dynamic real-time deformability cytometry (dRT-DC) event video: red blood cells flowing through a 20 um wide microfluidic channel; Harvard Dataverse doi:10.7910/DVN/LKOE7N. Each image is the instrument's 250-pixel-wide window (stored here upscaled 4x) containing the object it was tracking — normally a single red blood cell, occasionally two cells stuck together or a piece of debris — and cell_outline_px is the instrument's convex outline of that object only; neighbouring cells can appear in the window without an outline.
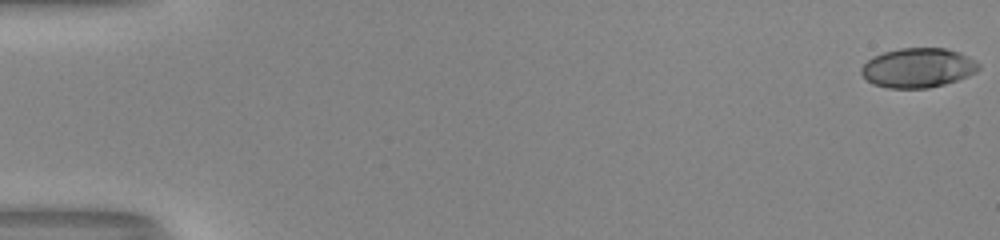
{"species": "human", "species_latin": "Homo sapiens", "temperature_condition": "room temperature", "stored_images_in_passage": 53, "camera_frame_rate_fps": 3000, "um_per_image_px": 0.085, "donor": {"sex": "male"}, "frame": {"image": 1, "passage_image": 1, "time_ms": 0.0, "image_size_px": [1000, 240], "cell_outline_px": [[980, 68], [976, 72], [968, 76], [944, 84], [928, 88], [888, 88], [872, 84], [860, 72], [860, 68], [872, 56], [884, 52], [900, 48], [944, 48], [960, 52], [968, 56], [980, 64]], "centroid_in_image_um": [78.02, 5.76], "position_along_channel_um": 7.0, "area_um2": 27.05}}
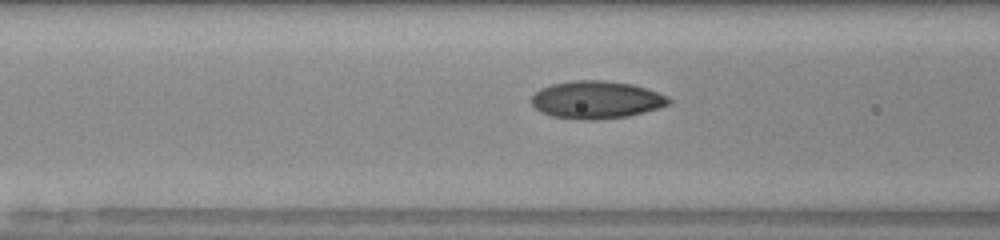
{"frame": {"image": 2, "passage_image": 23, "time_ms": 7.333, "image_size_px": [1000, 240], "cell_outline_px": [[672, 100], [668, 104], [660, 108], [628, 116], [596, 120], [580, 120], [552, 116], [540, 112], [532, 104], [532, 96], [540, 88], [552, 84], [576, 80], [604, 80], [632, 84], [668, 96]], "centroid_in_image_um": [50.69, 8.49], "position_along_channel_um": 115.9, "area_um2": 30.11}}
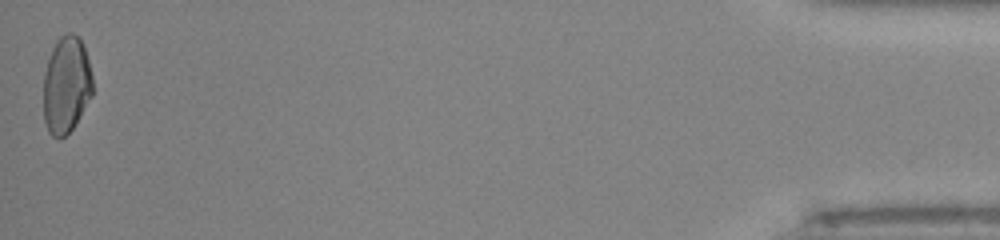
{"frame": {"image": 3, "passage_image": 53, "time_ms": 17.333, "image_size_px": [1000, 240], "cell_outline_px": [[92, 96], [80, 116], [72, 128], [60, 140], [52, 136], [48, 132], [44, 120], [44, 72], [52, 48], [56, 40], [60, 36], [68, 32], [72, 32], [80, 40], [84, 48], [88, 60], [92, 76]], "centroid_in_image_um": [5.62, 7.23], "position_along_channel_um": 429.6, "area_um2": 27.74}, "authors_computed_cell_mechanics": {"area_um2": 28.0908, "velocity_mm_per_s": 4.0883, "shape_relaxation_time_tau1_ms": 7.3993, "shape_relaxation_time_tau2_ms": 1.395, "deformation_change_tau1": 0.2091, "deformation_change_tau2": 0.0571}}